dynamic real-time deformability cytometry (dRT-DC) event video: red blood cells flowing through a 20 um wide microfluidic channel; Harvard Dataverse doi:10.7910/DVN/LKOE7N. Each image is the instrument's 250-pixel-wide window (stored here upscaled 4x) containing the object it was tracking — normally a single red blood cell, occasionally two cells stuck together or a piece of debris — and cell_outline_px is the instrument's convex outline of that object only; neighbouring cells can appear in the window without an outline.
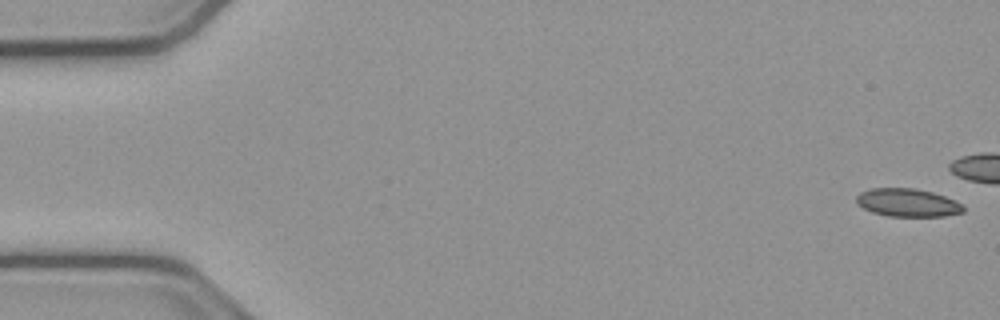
{"species": "common noctule bat (a hibernating species)", "species_latin": "Nyctalus noctula", "temperature_condition": "cold", "stored_images_in_passage": 11, "camera_frame_rate_fps": 3000, "um_per_image_px": 0.085, "animal": {"sex": "male", "body_mass_g": 23.1, "forearm_length_mm": 52.7}, "frame": {"image": 1, "passage_image": 1, "time_ms": 0.0, "image_size_px": [1000, 320], "cell_outline_px": [[964, 212], [944, 216], [888, 216], [872, 212], [856, 204], [856, 196], [860, 192], [872, 188], [916, 188], [932, 192], [944, 196], [960, 204], [964, 208]], "centroid_in_image_um": [77.1, 17.22], "position_along_channel_um": 7.9, "area_um2": 17.4}}